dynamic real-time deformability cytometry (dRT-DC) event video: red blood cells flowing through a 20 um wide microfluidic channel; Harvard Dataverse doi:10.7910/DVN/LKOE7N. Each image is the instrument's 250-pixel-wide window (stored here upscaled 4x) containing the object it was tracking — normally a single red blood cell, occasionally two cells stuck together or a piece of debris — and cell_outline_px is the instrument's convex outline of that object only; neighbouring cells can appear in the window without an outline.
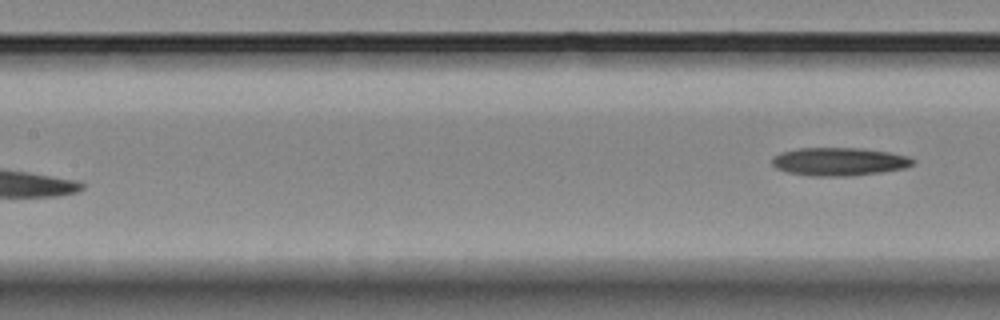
{"species": "Egyptian fruit bat (a non-hibernating species)", "species_latin": "Rousettus aegyptiacus", "temperature_condition": "room temperature", "stored_images_in_passage": 6, "segment_of_instrument_passage": [2, 2], "camera_frame_rate_fps": 3000, "um_per_image_px": 0.085, "animal": {"sex": "female"}, "frame": {"image": 1, "passage_image": 6, "time_ms": 5.667, "image_size_px": [1000, 320], "cell_outline_px": [[916, 164], [904, 168], [880, 172], [848, 176], [812, 176], [788, 172], [776, 168], [772, 164], [772, 156], [780, 152], [800, 148], [860, 148], [888, 152], [908, 156], [916, 160]], "centroid_in_image_um": [71.33, 13.73], "position_along_channel_um": 136.1, "area_um2": 23.12}}